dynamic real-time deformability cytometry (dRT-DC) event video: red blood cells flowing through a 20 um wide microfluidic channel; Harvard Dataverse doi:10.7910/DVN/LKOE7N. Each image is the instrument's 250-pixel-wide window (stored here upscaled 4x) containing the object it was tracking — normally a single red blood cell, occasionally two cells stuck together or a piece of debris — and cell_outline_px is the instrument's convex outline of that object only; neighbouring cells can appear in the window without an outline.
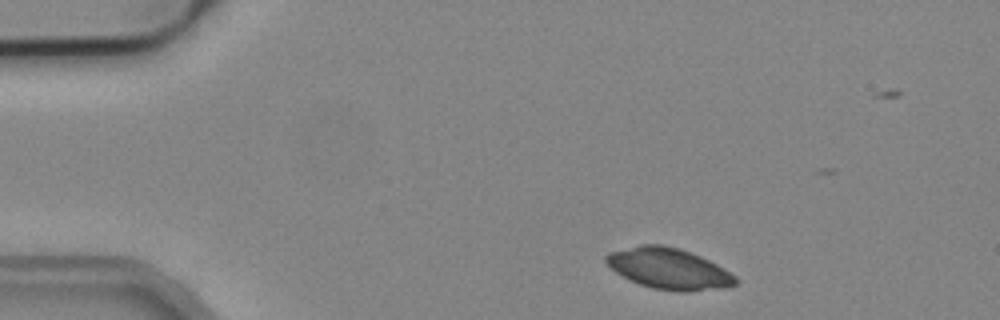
{"species": "common noctule bat (a hibernating species)", "species_latin": "Nyctalus noctula", "temperature_condition": "cold", "stored_images_in_passage": 3, "camera_frame_rate_fps": 3000, "um_per_image_px": 0.085, "animal": {"sex": "male", "body_mass_g": 19.2, "forearm_length_mm": 51.8}, "frame": {"image": 1, "passage_image": 1, "time_ms": 0.0, "image_size_px": [1000, 320], "cell_outline_px": [[740, 280], [736, 284], [728, 288], [688, 292], [676, 292], [652, 288], [628, 280], [616, 272], [604, 260], [604, 256], [608, 252], [640, 244], [660, 244], [680, 248], [700, 256], [724, 268], [736, 276]], "centroid_in_image_um": [56.87, 22.84], "position_along_channel_um": 28.1, "area_um2": 31.39}}